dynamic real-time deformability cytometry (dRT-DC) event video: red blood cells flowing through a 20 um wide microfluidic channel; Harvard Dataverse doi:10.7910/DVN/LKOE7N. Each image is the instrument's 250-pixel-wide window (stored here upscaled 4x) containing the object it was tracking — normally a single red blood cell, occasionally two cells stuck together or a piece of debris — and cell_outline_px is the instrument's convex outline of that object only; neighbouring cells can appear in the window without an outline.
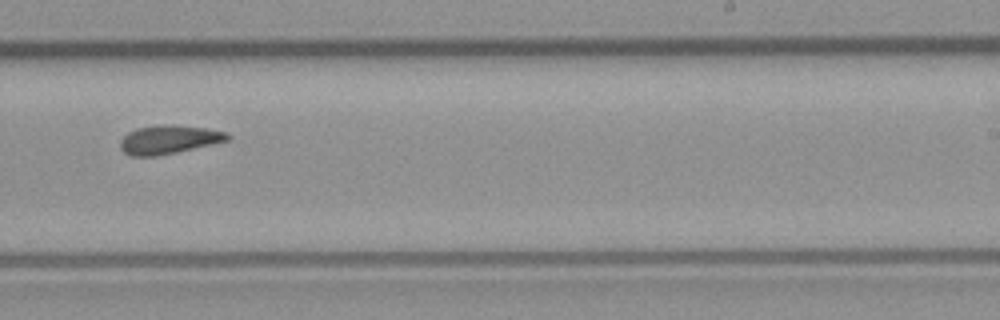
{"species": "common noctule bat (a hibernating species)", "species_latin": "Nyctalus noctula", "temperature_condition": "room temperature", "stored_images_in_passage": 7, "camera_frame_rate_fps": 3000, "um_per_image_px": 0.085, "animal": {"sex": "male", "body_mass_g": 23.1, "forearm_length_mm": 52.7}, "frame": {"image": 1, "passage_image": 6, "time_ms": 1.667, "image_size_px": [1000, 320], "cell_outline_px": [[232, 136], [228, 140], [212, 144], [176, 152], [156, 156], [132, 156], [124, 152], [120, 148], [120, 140], [128, 132], [136, 128], [164, 124], [172, 124], [208, 128], [228, 132]], "centroid_in_image_um": [14.36, 11.85], "position_along_channel_um": 274.6, "area_um2": 17.98}}
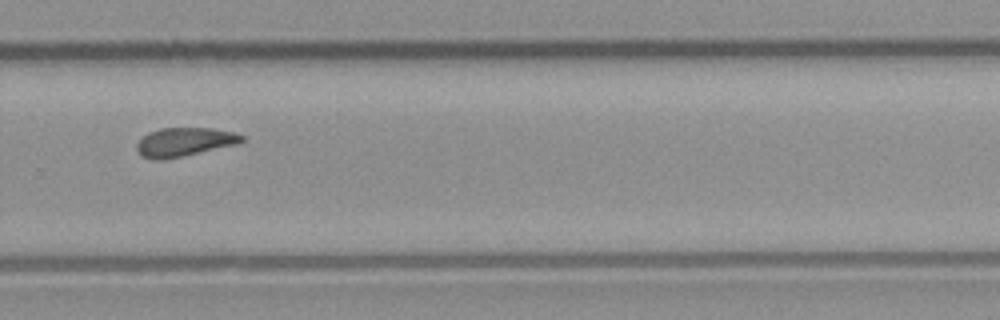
{"frame": {"image": 2, "passage_image": 7, "time_ms": 2.0, "image_size_px": [1000, 320], "cell_outline_px": [[244, 140], [236, 144], [180, 156], [160, 160], [152, 160], [140, 156], [136, 148], [136, 144], [148, 132], [160, 128], [212, 128], [232, 132], [244, 136]], "centroid_in_image_um": [15.62, 12.06], "position_along_channel_um": 314.2, "area_um2": 17.34}}